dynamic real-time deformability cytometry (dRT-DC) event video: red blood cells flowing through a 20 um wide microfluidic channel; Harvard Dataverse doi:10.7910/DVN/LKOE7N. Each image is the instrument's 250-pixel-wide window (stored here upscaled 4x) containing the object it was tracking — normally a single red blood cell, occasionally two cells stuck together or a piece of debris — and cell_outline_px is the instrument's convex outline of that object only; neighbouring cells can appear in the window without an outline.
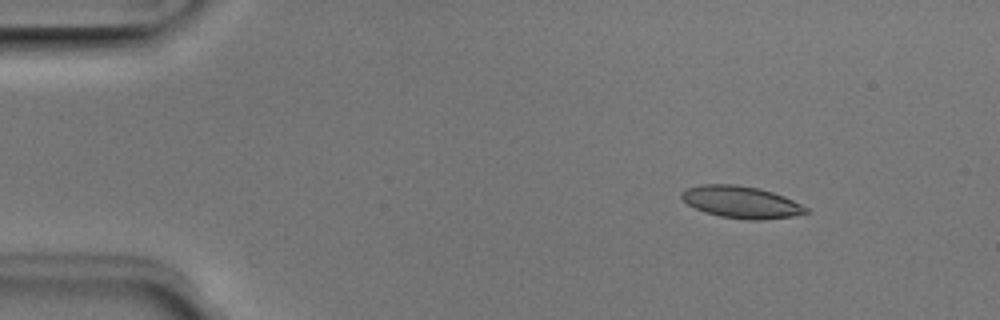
{"species": "Egyptian fruit bat (a non-hibernating species)", "species_latin": "Rousettus aegyptiacus", "temperature_condition": "room temperature", "stored_images_in_passage": 6, "camera_frame_rate_fps": 3000, "um_per_image_px": 0.085, "animal": {"sex": "male"}, "frame": {"image": 1, "passage_image": 2, "time_ms": 0.333, "image_size_px": [1000, 320], "cell_outline_px": [[808, 212], [792, 216], [760, 220], [748, 220], [720, 216], [704, 212], [688, 204], [680, 196], [680, 192], [688, 188], [700, 184], [736, 184], [760, 188], [784, 196], [808, 208]], "centroid_in_image_um": [62.98, 17.17], "position_along_channel_um": 22.0, "area_um2": 23.12}}
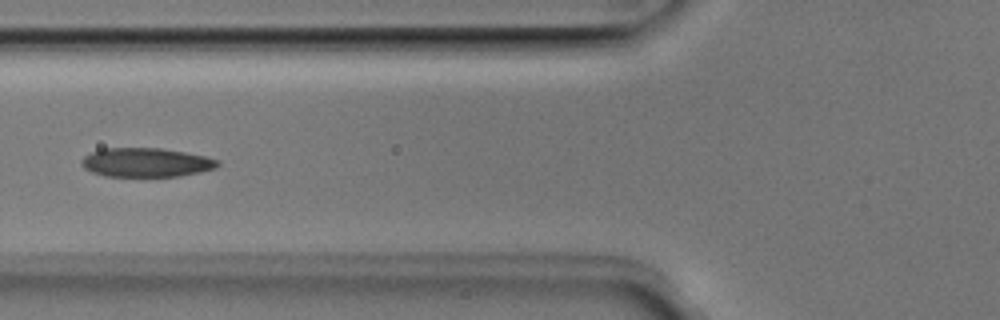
{"frame": {"image": 2, "passage_image": 5, "time_ms": 1.333, "image_size_px": [1000, 320], "cell_outline_px": [[220, 164], [216, 168], [200, 172], [180, 176], [104, 176], [92, 172], [84, 168], [80, 164], [80, 160], [84, 156], [92, 152], [104, 148], [160, 148], [184, 152], [204, 156], [220, 160]], "centroid_in_image_um": [12.41, 13.81], "position_along_channel_um": 113.4, "area_um2": 23.06}}
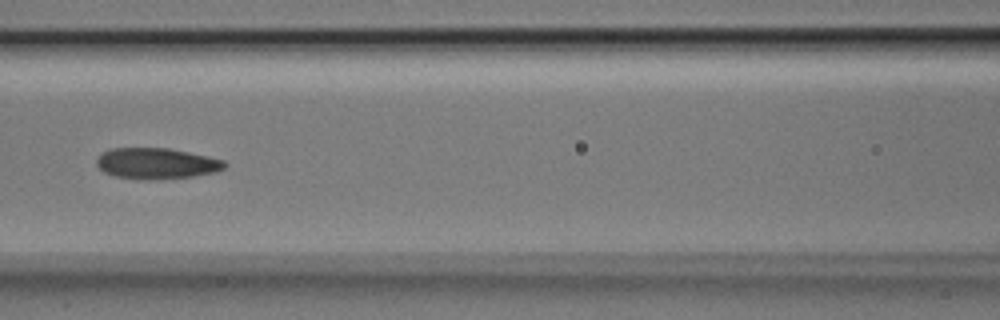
{"frame": {"image": 3, "passage_image": 6, "time_ms": 1.667, "image_size_px": [1000, 320], "cell_outline_px": [[228, 164], [224, 168], [216, 172], [192, 176], [160, 180], [140, 180], [112, 176], [104, 172], [96, 164], [96, 160], [104, 152], [112, 148], [168, 148], [208, 156], [224, 160]], "centroid_in_image_um": [13.31, 13.91], "position_along_channel_um": 153.3, "area_um2": 23.29}}